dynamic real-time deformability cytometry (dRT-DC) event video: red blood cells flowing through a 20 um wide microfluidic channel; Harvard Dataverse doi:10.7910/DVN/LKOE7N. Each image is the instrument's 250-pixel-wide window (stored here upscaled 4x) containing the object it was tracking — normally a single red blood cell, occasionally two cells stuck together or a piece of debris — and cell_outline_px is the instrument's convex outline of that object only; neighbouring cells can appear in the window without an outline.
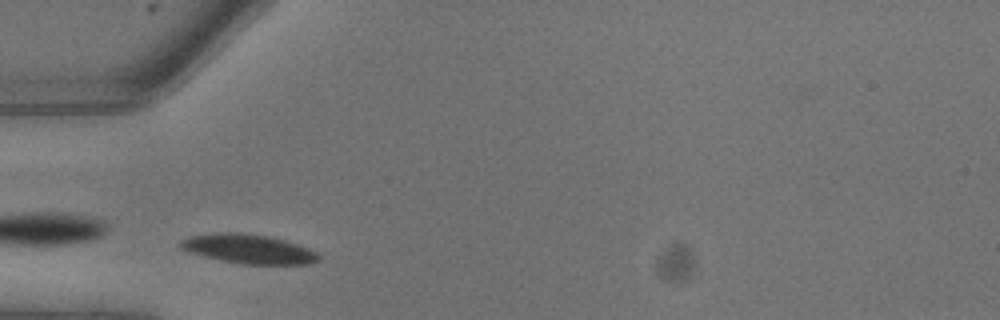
{"species": "common noctule bat (a hibernating species)", "species_latin": "Nyctalus noctula", "temperature_condition": "warm", "stored_images_in_passage": 6, "camera_frame_rate_fps": 3000, "um_per_image_px": 0.085, "animal": {"sex": "male", "body_mass_g": 13.3}, "frame": {"image": 1, "passage_image": 2, "time_ms": 0.333, "image_size_px": [1000, 320], "cell_outline_px": [[320, 260], [308, 264], [240, 264], [220, 260], [188, 252], [180, 248], [180, 240], [188, 236], [224, 232], [240, 232], [268, 236], [284, 240], [308, 248], [316, 252], [320, 256]], "centroid_in_image_um": [21.1, 21.16], "position_along_channel_um": 63.9, "area_um2": 23.52}}
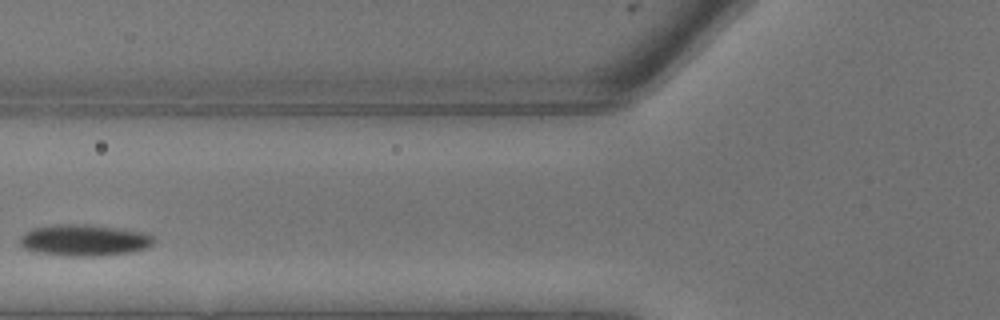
{"frame": {"image": 2, "passage_image": 4, "time_ms": 1.0, "image_size_px": [1000, 320], "cell_outline_px": [[156, 240], [152, 244], [144, 248], [128, 252], [100, 256], [76, 256], [44, 252], [24, 248], [20, 244], [20, 236], [24, 232], [32, 228], [60, 224], [84, 224], [116, 228], [144, 232], [152, 236]], "centroid_in_image_um": [7.17, 20.4], "position_along_channel_um": 118.6, "area_um2": 24.04}}